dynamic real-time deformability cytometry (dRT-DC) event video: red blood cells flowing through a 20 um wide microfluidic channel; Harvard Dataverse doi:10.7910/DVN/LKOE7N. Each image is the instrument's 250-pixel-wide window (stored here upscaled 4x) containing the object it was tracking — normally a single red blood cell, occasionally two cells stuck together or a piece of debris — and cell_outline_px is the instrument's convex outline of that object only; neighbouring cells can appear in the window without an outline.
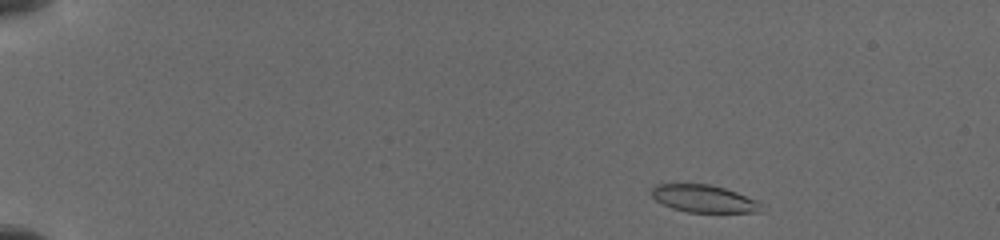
{"species": "common noctule bat (a hibernating species)", "species_latin": "Nyctalus noctula", "temperature_condition": "cold", "stored_images_in_passage": 15, "camera_frame_rate_fps": 3000, "um_per_image_px": 0.085, "animal": {"sex": "female", "body_mass_g": 19.5, "forearm_length_mm": 54.1}, "frame": {"image": 1, "passage_image": 2, "time_ms": 0.333, "image_size_px": [1000, 240], "cell_outline_px": [[768, 208], [764, 212], [688, 212], [672, 208], [656, 200], [652, 196], [652, 188], [656, 184], [712, 184], [736, 192], [756, 200]], "centroid_in_image_um": [59.9, 16.89], "position_along_channel_um": 25.1, "area_um2": 17.63}}
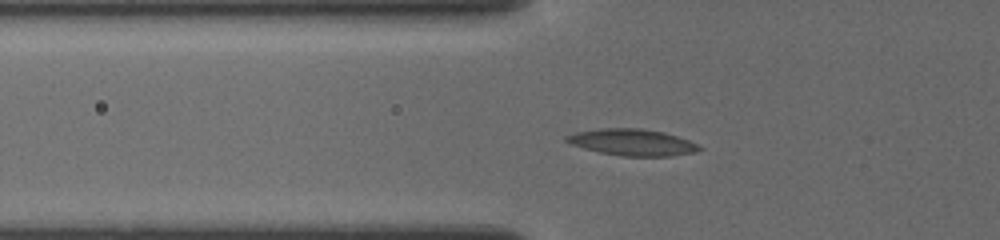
{"frame": {"image": 2, "passage_image": 11, "time_ms": 4.333, "image_size_px": [1000, 240], "cell_outline_px": [[704, 148], [696, 152], [672, 156], [624, 156], [600, 152], [584, 148], [572, 144], [564, 140], [564, 136], [576, 132], [600, 128], [640, 128], [664, 132], [688, 140]], "centroid_in_image_um": [53.75, 12.09], "position_along_channel_um": 72.1, "area_um2": 20.46}}
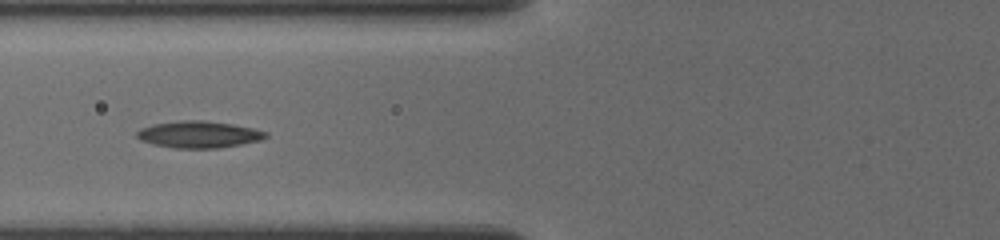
{"frame": {"image": 3, "passage_image": 13, "time_ms": 5.333, "image_size_px": [1000, 240], "cell_outline_px": [[268, 136], [260, 140], [240, 144], [216, 148], [172, 148], [152, 144], [140, 140], [136, 136], [136, 132], [140, 128], [152, 124], [184, 120], [204, 120], [232, 124], [252, 128], [268, 132]], "centroid_in_image_um": [16.86, 11.42], "position_along_channel_um": 108.9, "area_um2": 20.11}}